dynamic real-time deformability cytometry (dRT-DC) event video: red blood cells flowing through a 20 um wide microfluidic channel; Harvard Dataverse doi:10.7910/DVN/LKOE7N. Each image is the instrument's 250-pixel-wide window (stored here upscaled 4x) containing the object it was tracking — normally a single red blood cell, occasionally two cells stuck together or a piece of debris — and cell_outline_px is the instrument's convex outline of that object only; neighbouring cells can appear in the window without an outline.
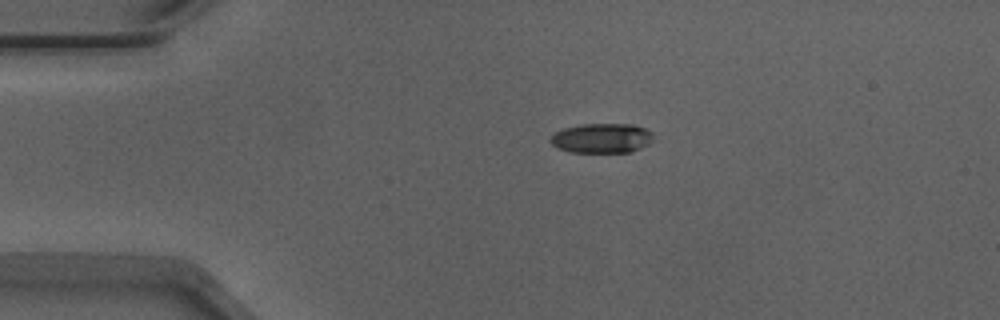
{"species": "Egyptian fruit bat (a non-hibernating species)", "species_latin": "Rousettus aegyptiacus", "temperature_condition": "warm", "stored_images_in_passage": 43, "camera_frame_rate_fps": 3000, "um_per_image_px": 0.085, "animal": {"sex": "male"}, "frame": {"image": 1, "passage_image": 1, "time_ms": 0.0, "image_size_px": [1000, 320], "cell_outline_px": [[652, 140], [648, 144], [640, 148], [628, 152], [568, 152], [556, 148], [548, 140], [556, 132], [564, 128], [580, 124], [632, 124], [644, 128], [652, 132]], "centroid_in_image_um": [51.12, 11.74], "position_along_channel_um": 33.9, "area_um2": 17.8}}
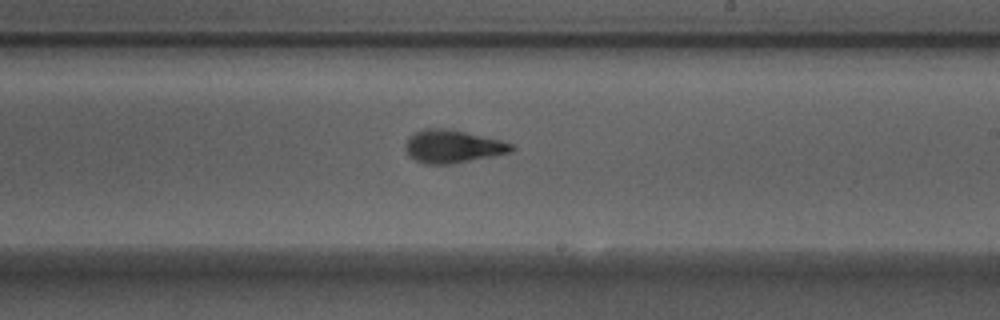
{"frame": {"image": 2, "passage_image": 21, "time_ms": 6.667, "image_size_px": [1000, 320], "cell_outline_px": [[516, 148], [512, 152], [448, 164], [424, 164], [408, 156], [404, 148], [404, 144], [408, 136], [424, 128], [440, 128], [464, 132], [500, 140], [512, 144]], "centroid_in_image_um": [38.42, 12.45], "position_along_channel_um": 250.6, "area_um2": 20.17}}
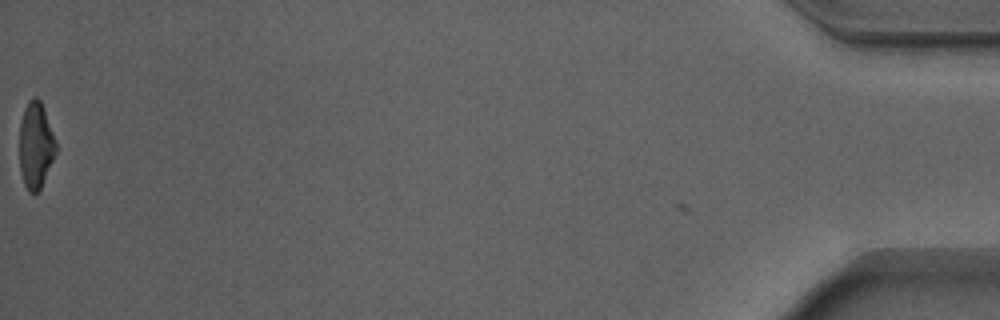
{"frame": {"image": 3, "passage_image": 43, "time_ms": 14.0, "image_size_px": [1000, 320], "cell_outline_px": [[56, 152], [40, 188], [36, 192], [28, 192], [24, 184], [20, 172], [20, 124], [24, 108], [28, 100], [32, 96], [36, 96], [40, 100], [44, 108], [56, 140]], "centroid_in_image_um": [3.03, 12.3], "position_along_channel_um": 432.2, "area_um2": 18.26}, "authors_computed_cell_mechanics": {"area_um2": 19.7098, "velocity_mm_per_s": 3.9029, "shape_relaxation_time_tau1_ms": 3.7167, "shape_relaxation_time_tau2_ms": 1.4153, "deformation_change_tau1": 0.1542, "deformation_change_tau2": 0.0871}}